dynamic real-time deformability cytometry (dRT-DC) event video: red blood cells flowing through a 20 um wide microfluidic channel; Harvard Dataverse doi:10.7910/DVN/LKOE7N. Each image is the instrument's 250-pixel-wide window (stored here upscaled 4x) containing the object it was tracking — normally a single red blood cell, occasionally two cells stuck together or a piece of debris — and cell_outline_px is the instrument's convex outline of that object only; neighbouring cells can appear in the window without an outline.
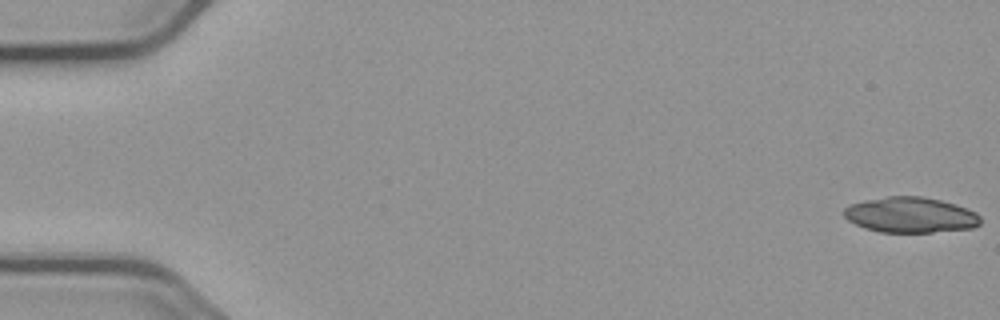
{"species": "common noctule bat (a hibernating species)", "species_latin": "Nyctalus noctula", "temperature_condition": "cold", "stored_images_in_passage": 25, "camera_frame_rate_fps": 3000, "um_per_image_px": 0.085, "animal": {"sex": "male", "body_mass_g": 23.1, "forearm_length_mm": 52.7}, "frame": {"image": 1, "passage_image": 1, "time_ms": 0.0, "image_size_px": [1000, 320], "cell_outline_px": [[980, 224], [972, 228], [932, 232], [880, 232], [856, 224], [848, 220], [844, 216], [844, 208], [848, 204], [864, 200], [888, 196], [924, 196], [956, 204], [968, 208], [976, 212], [980, 216]], "centroid_in_image_um": [77.4, 18.25], "position_along_channel_um": 7.6, "area_um2": 28.32}}
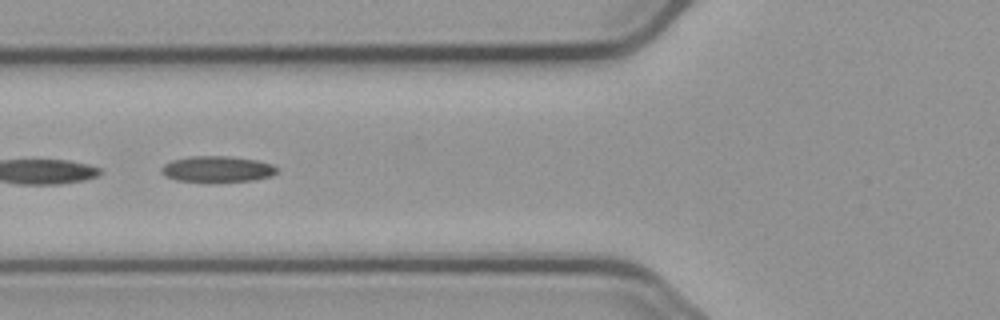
{"frame": {"image": 2, "passage_image": 22, "time_ms": 7.0, "image_size_px": [1000, 320], "cell_outline_px": [[276, 172], [272, 176], [252, 180], [176, 180], [164, 176], [160, 172], [160, 168], [164, 164], [172, 160], [188, 156], [228, 156], [256, 160], [272, 164], [276, 168]], "centroid_in_image_um": [18.42, 14.34], "position_along_channel_um": 107.4, "area_um2": 17.05}}